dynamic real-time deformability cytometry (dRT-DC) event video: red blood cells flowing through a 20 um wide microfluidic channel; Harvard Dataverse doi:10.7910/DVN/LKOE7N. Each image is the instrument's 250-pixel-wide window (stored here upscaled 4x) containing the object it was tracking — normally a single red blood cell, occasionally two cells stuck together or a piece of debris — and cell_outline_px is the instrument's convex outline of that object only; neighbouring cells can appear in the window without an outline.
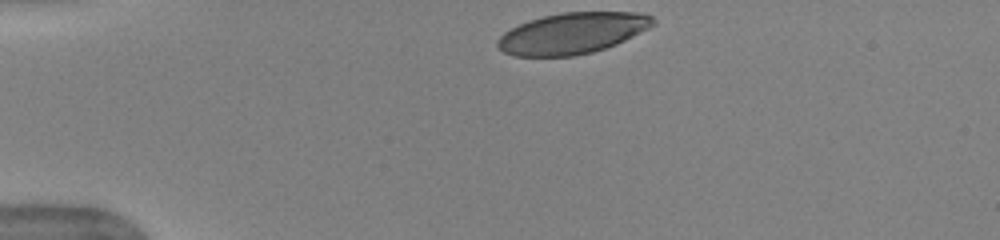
{"species": "human", "species_latin": "Homo sapiens", "temperature_condition": "warm", "stored_images_in_passage": 34, "camera_frame_rate_fps": 3000, "um_per_image_px": 0.085, "donor": {"sex": "female"}, "frame": {"image": 1, "passage_image": 1, "time_ms": 0.0, "image_size_px": [1000, 240], "cell_outline_px": [[656, 24], [616, 44], [592, 52], [572, 56], [512, 56], [496, 48], [496, 40], [504, 32], [528, 20], [544, 16], [564, 12], [636, 12], [652, 16], [656, 20]], "centroid_in_image_um": [48.62, 2.83], "position_along_channel_um": 36.4, "area_um2": 37.17}}
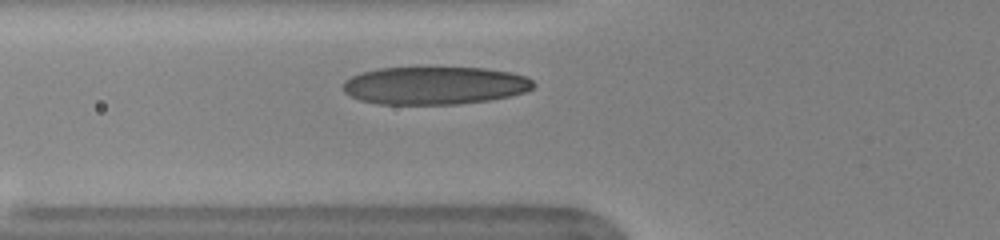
{"frame": {"image": 2, "passage_image": 9, "time_ms": 2.667, "image_size_px": [1000, 240], "cell_outline_px": [[536, 84], [532, 88], [524, 92], [508, 96], [488, 100], [456, 104], [376, 104], [360, 100], [348, 96], [340, 88], [340, 84], [344, 80], [360, 72], [380, 68], [484, 68], [512, 72], [524, 76], [532, 80]], "centroid_in_image_um": [36.87, 7.27], "position_along_channel_um": 88.9, "area_um2": 42.19}}
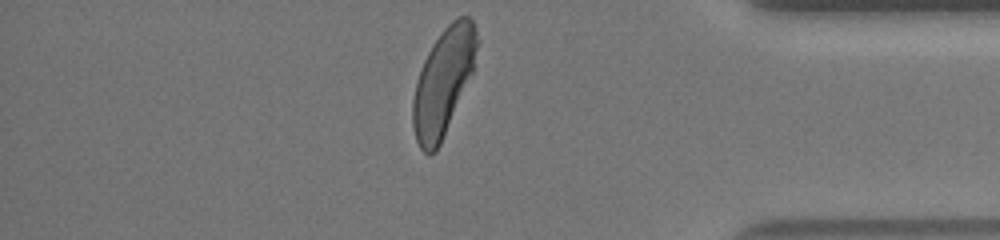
{"frame": {"image": 3, "passage_image": 34, "time_ms": 11.0, "image_size_px": [1000, 240], "cell_outline_px": [[480, 40], [472, 72], [440, 144], [436, 152], [428, 156], [420, 148], [416, 140], [412, 124], [412, 100], [416, 84], [424, 60], [432, 44], [440, 32], [456, 16], [468, 16], [472, 20], [476, 28]], "centroid_in_image_um": [37.68, 6.93], "position_along_channel_um": 397.5, "area_um2": 39.77}, "authors_computed_cell_mechanics": {"area_um2": 41.3559, "velocity_mm_per_s": 3.9454, "shape_relaxation_time_tau1_ms": 2.7181, "shape_relaxation_time_tau2_ms": null, "deformation_change_tau1": 0.1764, "deformation_change_tau2": null}}